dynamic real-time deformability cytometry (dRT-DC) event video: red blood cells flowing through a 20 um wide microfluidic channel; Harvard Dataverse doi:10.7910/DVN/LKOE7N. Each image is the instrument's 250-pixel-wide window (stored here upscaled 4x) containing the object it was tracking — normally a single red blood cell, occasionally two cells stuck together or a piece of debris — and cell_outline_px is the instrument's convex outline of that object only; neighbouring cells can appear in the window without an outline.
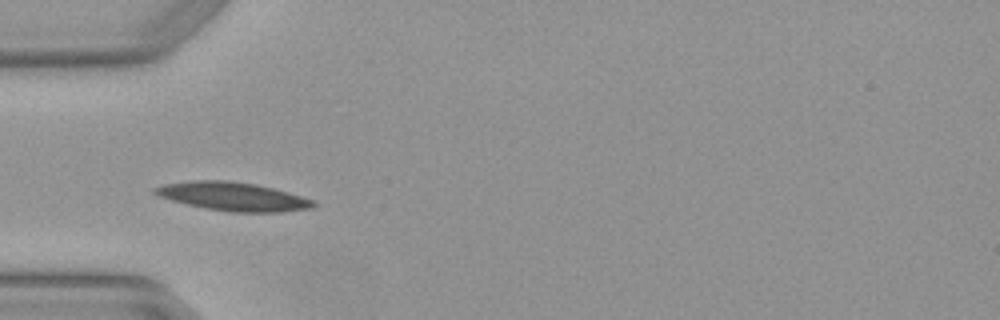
{"species": "Egyptian fruit bat (a non-hibernating species)", "species_latin": "Rousettus aegyptiacus", "temperature_condition": "warm", "stored_images_in_passage": 3, "camera_frame_rate_fps": 3000, "um_per_image_px": 0.085, "animal": {"sex": "female"}, "frame": {"image": 1, "passage_image": 3, "time_ms": 0.667, "image_size_px": [1000, 320], "cell_outline_px": [[316, 204], [312, 208], [280, 212], [228, 212], [188, 204], [156, 196], [152, 192], [152, 188], [164, 184], [192, 180], [228, 180], [256, 184], [288, 192], [316, 200]], "centroid_in_image_um": [19.8, 16.69], "position_along_channel_um": 65.2, "area_um2": 26.41}}